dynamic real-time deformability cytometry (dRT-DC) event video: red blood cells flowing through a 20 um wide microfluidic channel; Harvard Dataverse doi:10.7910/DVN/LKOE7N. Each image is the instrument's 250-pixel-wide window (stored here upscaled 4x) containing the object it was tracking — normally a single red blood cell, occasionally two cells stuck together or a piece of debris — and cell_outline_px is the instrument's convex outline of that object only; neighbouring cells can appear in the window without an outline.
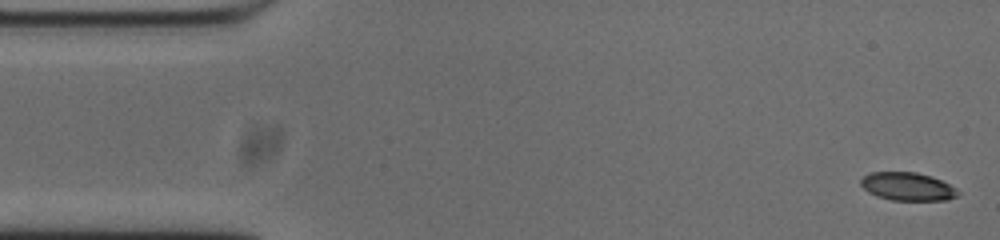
{"species": "common noctule bat (a hibernating species)", "species_latin": "Nyctalus noctula", "temperature_condition": "cold", "stored_images_in_passage": 53, "camera_frame_rate_fps": 3000, "um_per_image_px": 0.085, "animal": {"sex": "male", "body_mass_g": 20.0, "forearm_length_mm": 53.3}, "frame": {"image": 1, "passage_image": 1, "time_ms": 0.0, "image_size_px": [1000, 240], "cell_outline_px": [[960, 192], [956, 196], [948, 200], [892, 200], [876, 196], [868, 192], [860, 184], [860, 180], [864, 176], [872, 172], [916, 172], [932, 176], [956, 188]], "centroid_in_image_um": [77.14, 15.85], "position_along_channel_um": 7.9, "area_um2": 15.9}}
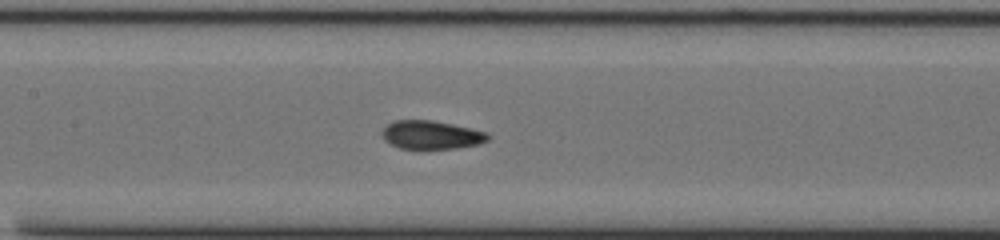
{"frame": {"image": 2, "passage_image": 23, "time_ms": 7.333, "image_size_px": [1000, 240], "cell_outline_px": [[492, 136], [488, 140], [480, 144], [456, 148], [400, 148], [384, 140], [380, 132], [388, 124], [396, 120], [432, 120], [452, 124], [484, 132]], "centroid_in_image_um": [36.65, 11.46], "position_along_channel_um": 170.8, "area_um2": 17.34}}
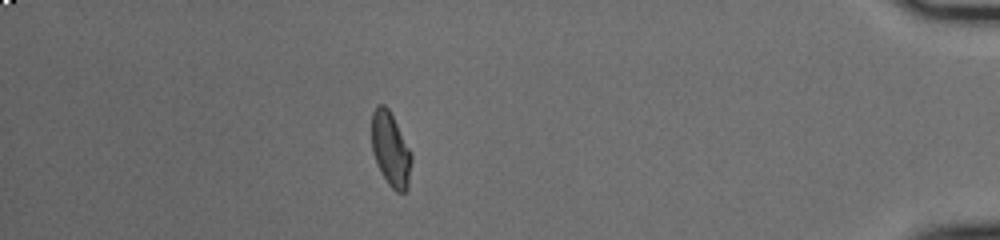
{"frame": {"image": 3, "passage_image": 46, "time_ms": 15.0, "image_size_px": [1000, 240], "cell_outline_px": [[412, 160], [408, 188], [404, 192], [396, 192], [388, 184], [372, 152], [372, 112], [376, 104], [384, 104], [388, 108], [412, 152]], "centroid_in_image_um": [33.22, 12.68], "position_along_channel_um": 402.0, "area_um2": 17.17}, "authors_computed_cell_mechanics": {"area_um2": 17.34, "velocity_mm_per_s": 3.7438, "shape_relaxation_time_tau1_ms": null, "shape_relaxation_time_tau2_ms": 1.2938, "deformation_change_tau1": null, "deformation_change_tau2": 0.0682}}